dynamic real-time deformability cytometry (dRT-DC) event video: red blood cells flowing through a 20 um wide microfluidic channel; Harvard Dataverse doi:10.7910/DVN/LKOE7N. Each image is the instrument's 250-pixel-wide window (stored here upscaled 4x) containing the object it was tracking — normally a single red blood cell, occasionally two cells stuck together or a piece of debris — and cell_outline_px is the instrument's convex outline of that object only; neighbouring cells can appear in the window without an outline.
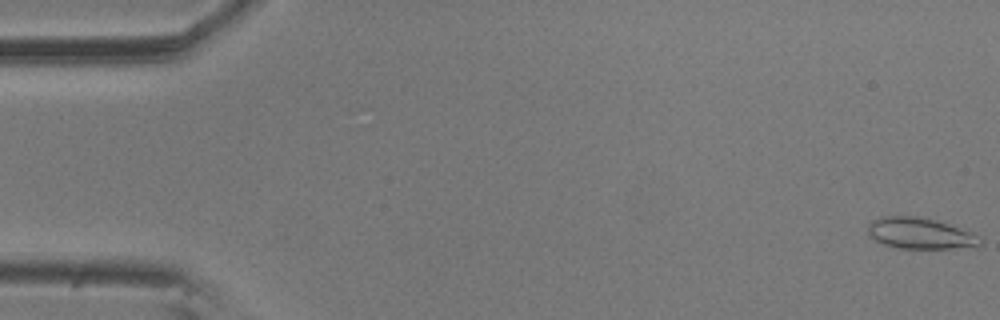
{"species": "common noctule bat (a hibernating species)", "species_latin": "Nyctalus noctula", "temperature_condition": "room temperature", "stored_images_in_passage": 57, "camera_frame_rate_fps": 3000, "um_per_image_px": 0.085, "animal": {"sex": "male", "body_mass_g": 20.5, "forearm_length_mm": 52.5}, "frame": {"image": 1, "passage_image": 1, "time_ms": 0.0, "image_size_px": [1000, 320], "cell_outline_px": [[984, 244], [976, 248], [896, 248], [884, 244], [868, 236], [868, 224], [872, 220], [880, 216], [916, 216], [936, 220], [972, 232], [980, 236], [984, 240]], "centroid_in_image_um": [78.27, 19.85], "position_along_channel_um": 6.7, "area_um2": 20.75}}
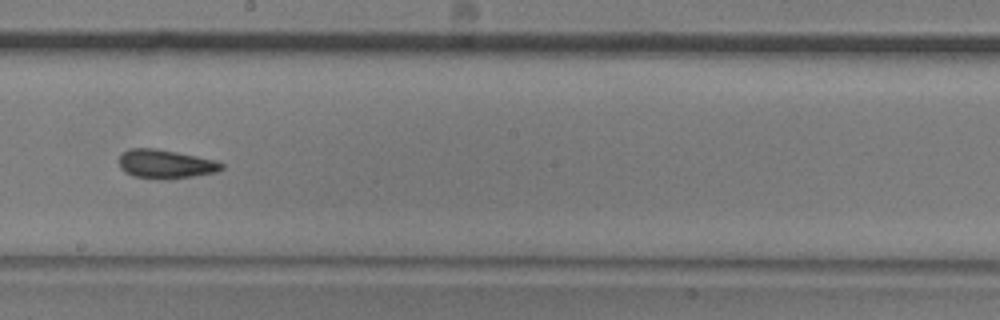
{"frame": {"image": 2, "passage_image": 32, "time_ms": 10.333, "image_size_px": [1000, 320], "cell_outline_px": [[224, 168], [216, 172], [168, 180], [160, 180], [132, 176], [124, 172], [120, 168], [120, 156], [128, 148], [156, 148], [216, 160], [224, 164]], "centroid_in_image_um": [14.06, 13.96], "position_along_channel_um": 234.1, "area_um2": 17.4}}
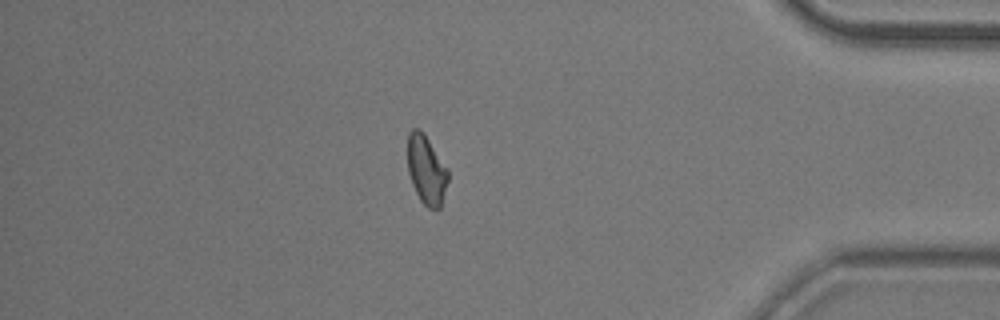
{"frame": {"image": 3, "passage_image": 49, "time_ms": 16.0, "image_size_px": [1000, 320], "cell_outline_px": [[448, 180], [440, 208], [428, 208], [420, 200], [412, 184], [408, 172], [408, 132], [412, 128], [420, 128], [424, 132], [448, 168]], "centroid_in_image_um": [36.24, 14.39], "position_along_channel_um": 399.0, "area_um2": 16.36}, "authors_computed_cell_mechanics": {"area_um2": 17.1088, "velocity_mm_per_s": 3.5441, "shape_relaxation_time_tau1_ms": 8.2639, "shape_relaxation_time_tau2_ms": 2.268, "deformation_change_tau1": 0.16, "deformation_change_tau2": 0.0769}}